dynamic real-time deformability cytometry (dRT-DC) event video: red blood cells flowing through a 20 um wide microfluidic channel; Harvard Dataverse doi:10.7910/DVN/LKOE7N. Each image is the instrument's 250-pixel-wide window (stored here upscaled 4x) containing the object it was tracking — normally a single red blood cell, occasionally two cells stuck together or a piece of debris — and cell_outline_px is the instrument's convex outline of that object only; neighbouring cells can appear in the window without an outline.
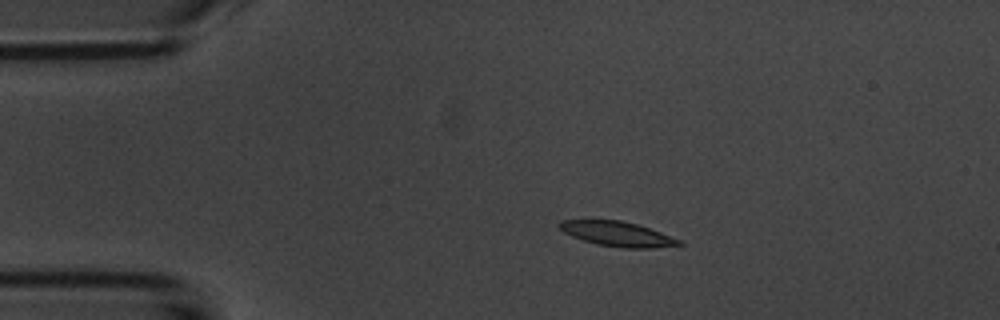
{"species": "common noctule bat (a hibernating species)", "species_latin": "Nyctalus noctula", "temperature_condition": "room temperature", "stored_images_in_passage": 45, "camera_frame_rate_fps": 3000, "um_per_image_px": 0.085, "animal": {"sex": "male", "body_mass_g": 20.1, "forearm_length_mm": 53.5}, "frame": {"image": 1, "passage_image": 1, "time_ms": 0.0, "image_size_px": [1000, 320], "cell_outline_px": [[684, 244], [652, 248], [624, 248], [596, 244], [572, 236], [564, 232], [556, 224], [560, 220], [620, 220], [636, 224], [660, 232], [680, 240]], "centroid_in_image_um": [52.44, 19.88], "position_along_channel_um": 32.6, "area_um2": 17.05}}
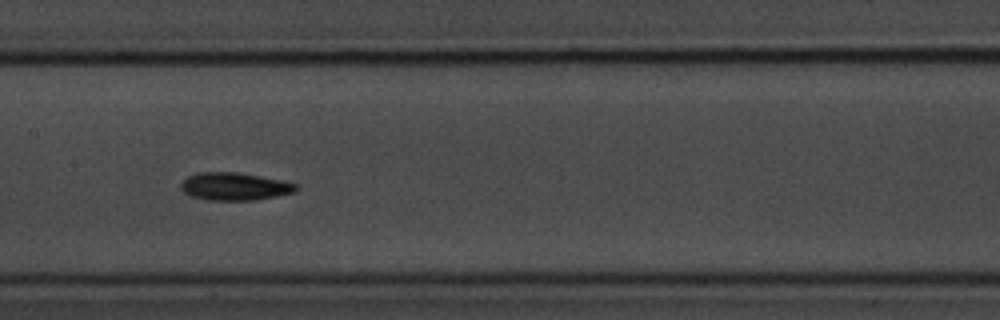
{"frame": {"image": 2, "passage_image": 17, "time_ms": 5.333, "image_size_px": [1000, 320], "cell_outline_px": [[296, 192], [256, 200], [208, 200], [188, 196], [180, 188], [180, 184], [188, 176], [196, 172], [236, 172], [280, 180], [296, 184]], "centroid_in_image_um": [19.88, 15.85], "position_along_channel_um": 187.5, "area_um2": 18.55}}
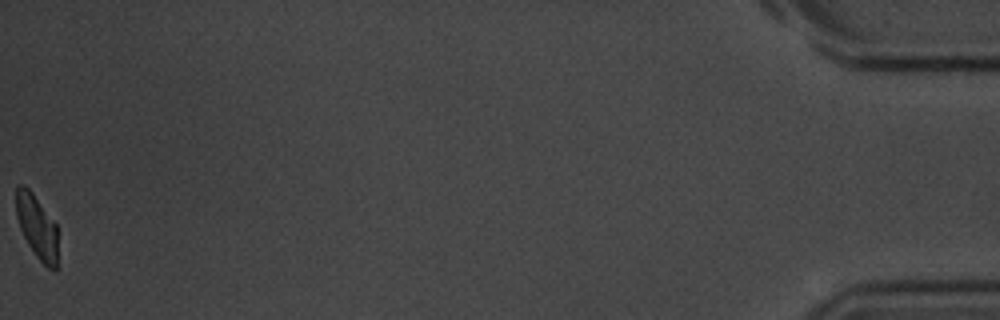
{"frame": {"image": 3, "passage_image": 45, "time_ms": 14.667, "image_size_px": [1000, 320], "cell_outline_px": [[56, 272], [52, 272], [36, 256], [28, 244], [20, 228], [16, 216], [16, 188], [20, 184], [24, 184], [32, 192], [56, 224]], "centroid_in_image_um": [3.12, 19.27], "position_along_channel_um": 432.1, "area_um2": 15.26}, "authors_computed_cell_mechanics": {"area_um2": 17.5134, "velocity_mm_per_s": 3.6982, "shape_relaxation_time_tau1_ms": 3.2531, "shape_relaxation_time_tau2_ms": 7.8992, "deformation_change_tau1": 0.1079, "deformation_change_tau2": 0.1516}}